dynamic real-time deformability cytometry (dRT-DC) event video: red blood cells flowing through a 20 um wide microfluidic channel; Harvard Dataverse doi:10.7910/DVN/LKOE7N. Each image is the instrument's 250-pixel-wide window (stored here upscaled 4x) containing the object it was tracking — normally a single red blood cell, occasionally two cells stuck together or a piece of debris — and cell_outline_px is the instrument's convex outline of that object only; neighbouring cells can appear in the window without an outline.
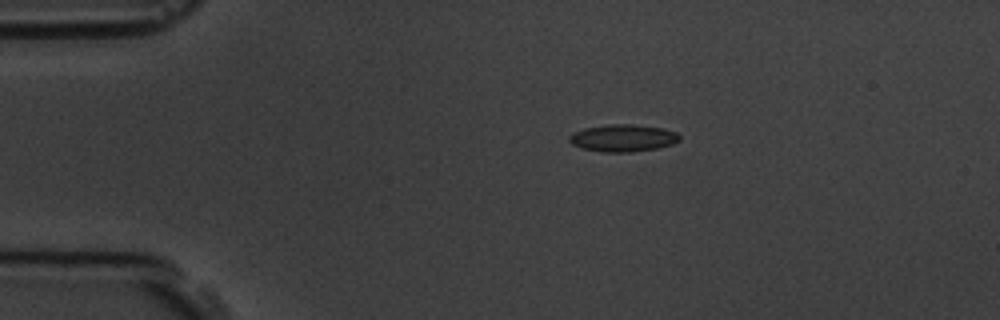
{"species": "common noctule bat (a hibernating species)", "species_latin": "Nyctalus noctula", "temperature_condition": "room temperature", "stored_images_in_passage": 4, "camera_frame_rate_fps": 3000, "um_per_image_px": 0.085, "animal": {"sex": "male", "body_mass_g": 19.5, "forearm_length_mm": 54.6}, "frame": {"image": 1, "passage_image": 1, "time_ms": 0.0, "image_size_px": [1000, 320], "cell_outline_px": [[680, 140], [672, 144], [656, 148], [632, 152], [600, 152], [580, 148], [572, 144], [568, 140], [568, 136], [572, 132], [584, 128], [608, 124], [632, 124], [664, 128], [676, 132], [680, 136]], "centroid_in_image_um": [52.91, 11.73], "position_along_channel_um": 32.1, "area_um2": 17.69}}
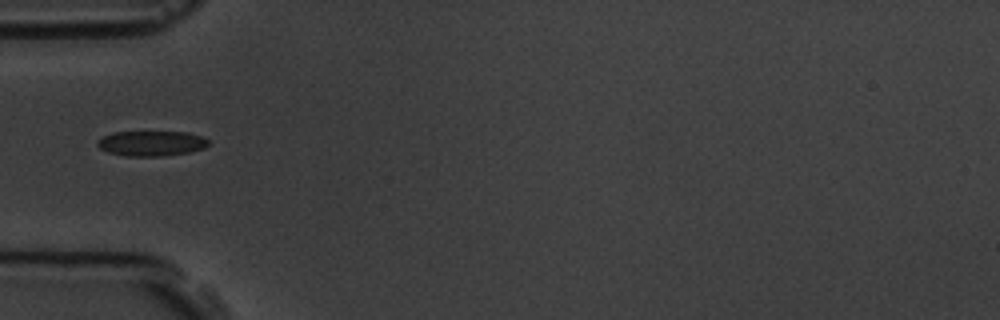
{"frame": {"image": 2, "passage_image": 3, "time_ms": 2.333, "image_size_px": [1000, 320], "cell_outline_px": [[208, 144], [204, 148], [188, 152], [160, 156], [124, 156], [108, 152], [100, 148], [96, 144], [96, 140], [100, 136], [112, 132], [188, 132], [200, 136], [208, 140]], "centroid_in_image_um": [12.79, 12.18], "position_along_channel_um": 72.2, "area_um2": 16.3}}
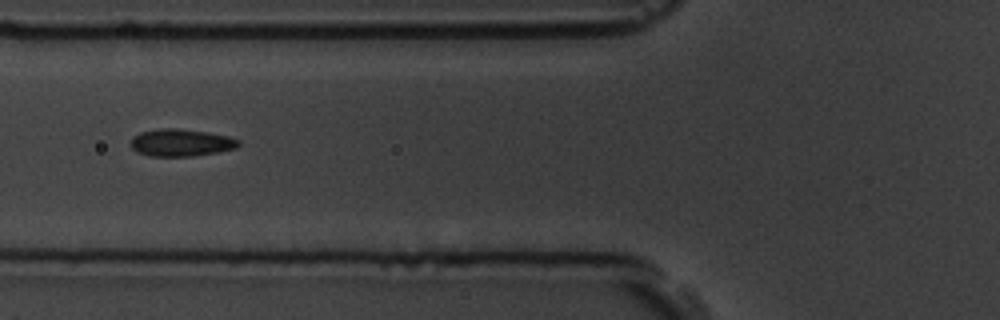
{"frame": {"image": 3, "passage_image": 4, "time_ms": 3.333, "image_size_px": [1000, 320], "cell_outline_px": [[240, 144], [236, 148], [216, 152], [192, 156], [152, 156], [136, 152], [128, 144], [132, 136], [140, 132], [160, 128], [176, 128], [208, 132], [228, 136], [240, 140]], "centroid_in_image_um": [15.34, 12.12], "position_along_channel_um": 110.5, "area_um2": 17.28}}